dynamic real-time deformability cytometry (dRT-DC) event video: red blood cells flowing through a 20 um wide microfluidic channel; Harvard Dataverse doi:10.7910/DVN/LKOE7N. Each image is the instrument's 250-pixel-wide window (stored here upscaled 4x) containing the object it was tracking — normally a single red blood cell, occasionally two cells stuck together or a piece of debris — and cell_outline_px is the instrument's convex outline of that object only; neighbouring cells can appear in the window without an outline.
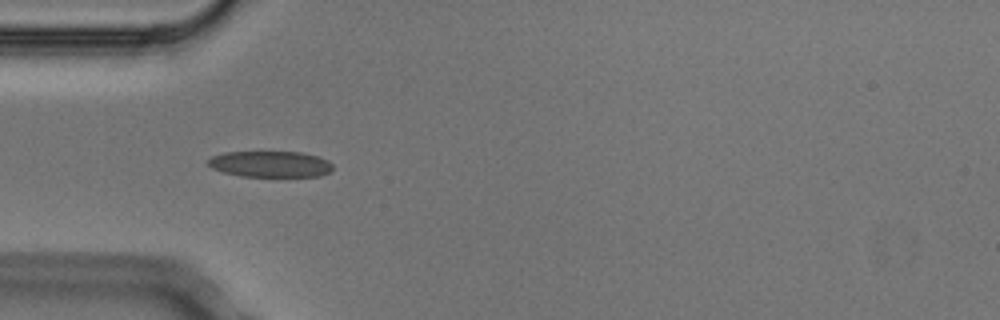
{"species": "Egyptian fruit bat (a non-hibernating species)", "species_latin": "Rousettus aegyptiacus", "temperature_condition": "cold", "stored_images_in_passage": 2, "camera_frame_rate_fps": 3000, "um_per_image_px": 0.085, "animal": {"sex": "male"}, "frame": {"image": 1, "passage_image": 1, "time_ms": 0.0, "image_size_px": [1000, 320], "cell_outline_px": [[332, 168], [328, 172], [320, 176], [240, 176], [224, 172], [212, 168], [208, 164], [208, 160], [212, 156], [224, 152], [300, 152], [316, 156], [328, 160], [332, 164]], "centroid_in_image_um": [22.96, 13.94], "position_along_channel_um": 62.0, "area_um2": 18.79}}
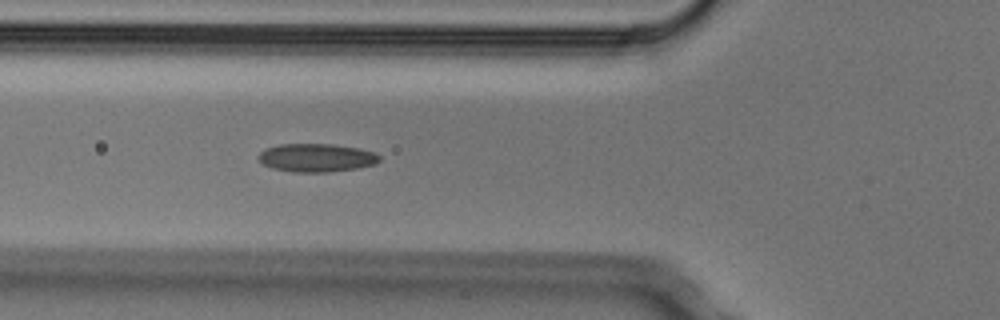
{"frame": {"image": 2, "passage_image": 2, "time_ms": 0.333, "image_size_px": [1000, 320], "cell_outline_px": [[380, 160], [376, 164], [356, 168], [328, 172], [292, 172], [272, 168], [264, 164], [260, 160], [260, 152], [264, 148], [280, 144], [332, 144], [360, 148], [372, 152], [380, 156]], "centroid_in_image_um": [26.91, 13.4], "position_along_channel_um": 98.9, "area_um2": 19.88}}